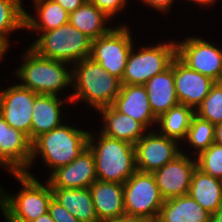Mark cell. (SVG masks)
Wrapping results in <instances>:
<instances>
[{
	"label": "cell",
	"instance_id": "obj_1",
	"mask_svg": "<svg viewBox=\"0 0 222 222\" xmlns=\"http://www.w3.org/2000/svg\"><path fill=\"white\" fill-rule=\"evenodd\" d=\"M121 80L105 71L91 57L72 65V94L66 96L67 103L84 101L90 108L101 109L112 106L120 93Z\"/></svg>",
	"mask_w": 222,
	"mask_h": 222
},
{
	"label": "cell",
	"instance_id": "obj_2",
	"mask_svg": "<svg viewBox=\"0 0 222 222\" xmlns=\"http://www.w3.org/2000/svg\"><path fill=\"white\" fill-rule=\"evenodd\" d=\"M10 174L22 187L12 195L0 186V209L6 222H32L48 212L53 197L50 183L42 184L30 171Z\"/></svg>",
	"mask_w": 222,
	"mask_h": 222
},
{
	"label": "cell",
	"instance_id": "obj_3",
	"mask_svg": "<svg viewBox=\"0 0 222 222\" xmlns=\"http://www.w3.org/2000/svg\"><path fill=\"white\" fill-rule=\"evenodd\" d=\"M22 54L23 62L14 70L22 87L36 94L59 96L61 91L72 86V64L41 57L30 48Z\"/></svg>",
	"mask_w": 222,
	"mask_h": 222
},
{
	"label": "cell",
	"instance_id": "obj_4",
	"mask_svg": "<svg viewBox=\"0 0 222 222\" xmlns=\"http://www.w3.org/2000/svg\"><path fill=\"white\" fill-rule=\"evenodd\" d=\"M92 134L89 131L88 147L94 155L97 179L124 184L137 171L135 146L100 132L97 138Z\"/></svg>",
	"mask_w": 222,
	"mask_h": 222
},
{
	"label": "cell",
	"instance_id": "obj_5",
	"mask_svg": "<svg viewBox=\"0 0 222 222\" xmlns=\"http://www.w3.org/2000/svg\"><path fill=\"white\" fill-rule=\"evenodd\" d=\"M88 130H81L66 125L64 122L61 126L46 132L37 137L32 142V157L30 167L36 162L38 155L42 157V163L47 168L55 171L58 167L68 165L88 146Z\"/></svg>",
	"mask_w": 222,
	"mask_h": 222
},
{
	"label": "cell",
	"instance_id": "obj_6",
	"mask_svg": "<svg viewBox=\"0 0 222 222\" xmlns=\"http://www.w3.org/2000/svg\"><path fill=\"white\" fill-rule=\"evenodd\" d=\"M38 33L29 48L41 57L75 64L91 55L92 40L70 23Z\"/></svg>",
	"mask_w": 222,
	"mask_h": 222
},
{
	"label": "cell",
	"instance_id": "obj_7",
	"mask_svg": "<svg viewBox=\"0 0 222 222\" xmlns=\"http://www.w3.org/2000/svg\"><path fill=\"white\" fill-rule=\"evenodd\" d=\"M129 53L125 72L121 80L124 85H144L153 76L171 66L176 58V42H158L153 46H141Z\"/></svg>",
	"mask_w": 222,
	"mask_h": 222
},
{
	"label": "cell",
	"instance_id": "obj_8",
	"mask_svg": "<svg viewBox=\"0 0 222 222\" xmlns=\"http://www.w3.org/2000/svg\"><path fill=\"white\" fill-rule=\"evenodd\" d=\"M133 42L130 28L121 23L92 41L90 57L109 74L122 80Z\"/></svg>",
	"mask_w": 222,
	"mask_h": 222
},
{
	"label": "cell",
	"instance_id": "obj_9",
	"mask_svg": "<svg viewBox=\"0 0 222 222\" xmlns=\"http://www.w3.org/2000/svg\"><path fill=\"white\" fill-rule=\"evenodd\" d=\"M125 214L153 219L164 204L153 173L136 171L124 184Z\"/></svg>",
	"mask_w": 222,
	"mask_h": 222
},
{
	"label": "cell",
	"instance_id": "obj_10",
	"mask_svg": "<svg viewBox=\"0 0 222 222\" xmlns=\"http://www.w3.org/2000/svg\"><path fill=\"white\" fill-rule=\"evenodd\" d=\"M205 40L200 36L176 40V57L191 70L221 82L222 49Z\"/></svg>",
	"mask_w": 222,
	"mask_h": 222
},
{
	"label": "cell",
	"instance_id": "obj_11",
	"mask_svg": "<svg viewBox=\"0 0 222 222\" xmlns=\"http://www.w3.org/2000/svg\"><path fill=\"white\" fill-rule=\"evenodd\" d=\"M151 130L134 145L137 171L153 173L182 153L178 141Z\"/></svg>",
	"mask_w": 222,
	"mask_h": 222
},
{
	"label": "cell",
	"instance_id": "obj_12",
	"mask_svg": "<svg viewBox=\"0 0 222 222\" xmlns=\"http://www.w3.org/2000/svg\"><path fill=\"white\" fill-rule=\"evenodd\" d=\"M36 94L19 83L0 90V114L9 126L20 130L31 140V119Z\"/></svg>",
	"mask_w": 222,
	"mask_h": 222
},
{
	"label": "cell",
	"instance_id": "obj_13",
	"mask_svg": "<svg viewBox=\"0 0 222 222\" xmlns=\"http://www.w3.org/2000/svg\"><path fill=\"white\" fill-rule=\"evenodd\" d=\"M31 157L29 136L9 126L0 114V166L9 173L29 172Z\"/></svg>",
	"mask_w": 222,
	"mask_h": 222
},
{
	"label": "cell",
	"instance_id": "obj_14",
	"mask_svg": "<svg viewBox=\"0 0 222 222\" xmlns=\"http://www.w3.org/2000/svg\"><path fill=\"white\" fill-rule=\"evenodd\" d=\"M182 153L162 168L153 172L157 186L164 200L188 194L191 178L197 167L196 157Z\"/></svg>",
	"mask_w": 222,
	"mask_h": 222
},
{
	"label": "cell",
	"instance_id": "obj_15",
	"mask_svg": "<svg viewBox=\"0 0 222 222\" xmlns=\"http://www.w3.org/2000/svg\"><path fill=\"white\" fill-rule=\"evenodd\" d=\"M174 80L179 104L191 107L194 111L208 96L216 83L210 77L191 70L177 57L174 59Z\"/></svg>",
	"mask_w": 222,
	"mask_h": 222
},
{
	"label": "cell",
	"instance_id": "obj_16",
	"mask_svg": "<svg viewBox=\"0 0 222 222\" xmlns=\"http://www.w3.org/2000/svg\"><path fill=\"white\" fill-rule=\"evenodd\" d=\"M96 180L94 155L88 146L71 163L58 167L47 178L52 188H89Z\"/></svg>",
	"mask_w": 222,
	"mask_h": 222
},
{
	"label": "cell",
	"instance_id": "obj_17",
	"mask_svg": "<svg viewBox=\"0 0 222 222\" xmlns=\"http://www.w3.org/2000/svg\"><path fill=\"white\" fill-rule=\"evenodd\" d=\"M118 112L131 116L149 131L156 125L157 117L153 114L144 85H121L120 93L113 105Z\"/></svg>",
	"mask_w": 222,
	"mask_h": 222
},
{
	"label": "cell",
	"instance_id": "obj_18",
	"mask_svg": "<svg viewBox=\"0 0 222 222\" xmlns=\"http://www.w3.org/2000/svg\"><path fill=\"white\" fill-rule=\"evenodd\" d=\"M89 188L100 222H108L125 214L123 184L97 179Z\"/></svg>",
	"mask_w": 222,
	"mask_h": 222
},
{
	"label": "cell",
	"instance_id": "obj_19",
	"mask_svg": "<svg viewBox=\"0 0 222 222\" xmlns=\"http://www.w3.org/2000/svg\"><path fill=\"white\" fill-rule=\"evenodd\" d=\"M102 116L101 134L135 145L148 130L131 116L118 112L113 106L97 110Z\"/></svg>",
	"mask_w": 222,
	"mask_h": 222
},
{
	"label": "cell",
	"instance_id": "obj_20",
	"mask_svg": "<svg viewBox=\"0 0 222 222\" xmlns=\"http://www.w3.org/2000/svg\"><path fill=\"white\" fill-rule=\"evenodd\" d=\"M153 114L158 118L179 104L174 80V60L171 66L144 84Z\"/></svg>",
	"mask_w": 222,
	"mask_h": 222
},
{
	"label": "cell",
	"instance_id": "obj_21",
	"mask_svg": "<svg viewBox=\"0 0 222 222\" xmlns=\"http://www.w3.org/2000/svg\"><path fill=\"white\" fill-rule=\"evenodd\" d=\"M57 95L39 94L33 104L31 119V141L33 142L40 135L50 132L61 126L63 123L61 116L65 99L60 100Z\"/></svg>",
	"mask_w": 222,
	"mask_h": 222
},
{
	"label": "cell",
	"instance_id": "obj_22",
	"mask_svg": "<svg viewBox=\"0 0 222 222\" xmlns=\"http://www.w3.org/2000/svg\"><path fill=\"white\" fill-rule=\"evenodd\" d=\"M35 14L25 11V30L46 32L69 23V12L54 0H32Z\"/></svg>",
	"mask_w": 222,
	"mask_h": 222
},
{
	"label": "cell",
	"instance_id": "obj_23",
	"mask_svg": "<svg viewBox=\"0 0 222 222\" xmlns=\"http://www.w3.org/2000/svg\"><path fill=\"white\" fill-rule=\"evenodd\" d=\"M53 198L80 222H100L90 188H52Z\"/></svg>",
	"mask_w": 222,
	"mask_h": 222
},
{
	"label": "cell",
	"instance_id": "obj_24",
	"mask_svg": "<svg viewBox=\"0 0 222 222\" xmlns=\"http://www.w3.org/2000/svg\"><path fill=\"white\" fill-rule=\"evenodd\" d=\"M158 218L163 222H211V214L188 194L165 200Z\"/></svg>",
	"mask_w": 222,
	"mask_h": 222
},
{
	"label": "cell",
	"instance_id": "obj_25",
	"mask_svg": "<svg viewBox=\"0 0 222 222\" xmlns=\"http://www.w3.org/2000/svg\"><path fill=\"white\" fill-rule=\"evenodd\" d=\"M188 195L212 215L222 204V180L205 174L196 167Z\"/></svg>",
	"mask_w": 222,
	"mask_h": 222
},
{
	"label": "cell",
	"instance_id": "obj_26",
	"mask_svg": "<svg viewBox=\"0 0 222 222\" xmlns=\"http://www.w3.org/2000/svg\"><path fill=\"white\" fill-rule=\"evenodd\" d=\"M108 21L110 18L88 1L69 13V23L92 41L106 35L114 28L108 27Z\"/></svg>",
	"mask_w": 222,
	"mask_h": 222
},
{
	"label": "cell",
	"instance_id": "obj_27",
	"mask_svg": "<svg viewBox=\"0 0 222 222\" xmlns=\"http://www.w3.org/2000/svg\"><path fill=\"white\" fill-rule=\"evenodd\" d=\"M195 111L186 105L178 104L157 118L159 134L178 142L184 141ZM181 140V141H180Z\"/></svg>",
	"mask_w": 222,
	"mask_h": 222
},
{
	"label": "cell",
	"instance_id": "obj_28",
	"mask_svg": "<svg viewBox=\"0 0 222 222\" xmlns=\"http://www.w3.org/2000/svg\"><path fill=\"white\" fill-rule=\"evenodd\" d=\"M22 0H0V40L10 47L12 31L25 29V9Z\"/></svg>",
	"mask_w": 222,
	"mask_h": 222
},
{
	"label": "cell",
	"instance_id": "obj_29",
	"mask_svg": "<svg viewBox=\"0 0 222 222\" xmlns=\"http://www.w3.org/2000/svg\"><path fill=\"white\" fill-rule=\"evenodd\" d=\"M214 132V124L196 114L193 115L184 142L187 141L190 144L189 146H192L190 149H195L192 151L194 152V157L214 143Z\"/></svg>",
	"mask_w": 222,
	"mask_h": 222
},
{
	"label": "cell",
	"instance_id": "obj_30",
	"mask_svg": "<svg viewBox=\"0 0 222 222\" xmlns=\"http://www.w3.org/2000/svg\"><path fill=\"white\" fill-rule=\"evenodd\" d=\"M200 118L216 125L222 123V83L216 82L210 89L208 96L195 110Z\"/></svg>",
	"mask_w": 222,
	"mask_h": 222
},
{
	"label": "cell",
	"instance_id": "obj_31",
	"mask_svg": "<svg viewBox=\"0 0 222 222\" xmlns=\"http://www.w3.org/2000/svg\"><path fill=\"white\" fill-rule=\"evenodd\" d=\"M197 168L222 180V146L213 143L196 156Z\"/></svg>",
	"mask_w": 222,
	"mask_h": 222
},
{
	"label": "cell",
	"instance_id": "obj_32",
	"mask_svg": "<svg viewBox=\"0 0 222 222\" xmlns=\"http://www.w3.org/2000/svg\"><path fill=\"white\" fill-rule=\"evenodd\" d=\"M95 5L100 11L105 13L110 19L122 12L128 4L127 0H87Z\"/></svg>",
	"mask_w": 222,
	"mask_h": 222
},
{
	"label": "cell",
	"instance_id": "obj_33",
	"mask_svg": "<svg viewBox=\"0 0 222 222\" xmlns=\"http://www.w3.org/2000/svg\"><path fill=\"white\" fill-rule=\"evenodd\" d=\"M48 212L55 222H80L53 197L50 200Z\"/></svg>",
	"mask_w": 222,
	"mask_h": 222
},
{
	"label": "cell",
	"instance_id": "obj_34",
	"mask_svg": "<svg viewBox=\"0 0 222 222\" xmlns=\"http://www.w3.org/2000/svg\"><path fill=\"white\" fill-rule=\"evenodd\" d=\"M144 4L152 9H156L158 12L167 13L172 7L174 0H141Z\"/></svg>",
	"mask_w": 222,
	"mask_h": 222
},
{
	"label": "cell",
	"instance_id": "obj_35",
	"mask_svg": "<svg viewBox=\"0 0 222 222\" xmlns=\"http://www.w3.org/2000/svg\"><path fill=\"white\" fill-rule=\"evenodd\" d=\"M60 4L67 12L71 13L82 6L87 0H54Z\"/></svg>",
	"mask_w": 222,
	"mask_h": 222
},
{
	"label": "cell",
	"instance_id": "obj_36",
	"mask_svg": "<svg viewBox=\"0 0 222 222\" xmlns=\"http://www.w3.org/2000/svg\"><path fill=\"white\" fill-rule=\"evenodd\" d=\"M108 222H149V219L142 216L123 214L122 216Z\"/></svg>",
	"mask_w": 222,
	"mask_h": 222
},
{
	"label": "cell",
	"instance_id": "obj_37",
	"mask_svg": "<svg viewBox=\"0 0 222 222\" xmlns=\"http://www.w3.org/2000/svg\"><path fill=\"white\" fill-rule=\"evenodd\" d=\"M214 143L222 146V123L215 125Z\"/></svg>",
	"mask_w": 222,
	"mask_h": 222
},
{
	"label": "cell",
	"instance_id": "obj_38",
	"mask_svg": "<svg viewBox=\"0 0 222 222\" xmlns=\"http://www.w3.org/2000/svg\"><path fill=\"white\" fill-rule=\"evenodd\" d=\"M211 222H222V204L218 207L217 211L211 215Z\"/></svg>",
	"mask_w": 222,
	"mask_h": 222
},
{
	"label": "cell",
	"instance_id": "obj_39",
	"mask_svg": "<svg viewBox=\"0 0 222 222\" xmlns=\"http://www.w3.org/2000/svg\"><path fill=\"white\" fill-rule=\"evenodd\" d=\"M32 222H55V221L51 218L49 212H46Z\"/></svg>",
	"mask_w": 222,
	"mask_h": 222
},
{
	"label": "cell",
	"instance_id": "obj_40",
	"mask_svg": "<svg viewBox=\"0 0 222 222\" xmlns=\"http://www.w3.org/2000/svg\"><path fill=\"white\" fill-rule=\"evenodd\" d=\"M187 1V0H184ZM194 2V4L202 5L203 7L208 6L210 8V5L214 4L215 0H188Z\"/></svg>",
	"mask_w": 222,
	"mask_h": 222
},
{
	"label": "cell",
	"instance_id": "obj_41",
	"mask_svg": "<svg viewBox=\"0 0 222 222\" xmlns=\"http://www.w3.org/2000/svg\"><path fill=\"white\" fill-rule=\"evenodd\" d=\"M8 46L2 41L0 40V60L2 61V57L5 56L6 53H8Z\"/></svg>",
	"mask_w": 222,
	"mask_h": 222
},
{
	"label": "cell",
	"instance_id": "obj_42",
	"mask_svg": "<svg viewBox=\"0 0 222 222\" xmlns=\"http://www.w3.org/2000/svg\"><path fill=\"white\" fill-rule=\"evenodd\" d=\"M149 222H163V221H161L158 217H156L153 219H149Z\"/></svg>",
	"mask_w": 222,
	"mask_h": 222
}]
</instances>
